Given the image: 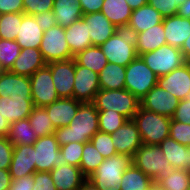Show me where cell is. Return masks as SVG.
I'll return each instance as SVG.
<instances>
[{
  "label": "cell",
  "instance_id": "cell-1",
  "mask_svg": "<svg viewBox=\"0 0 190 190\" xmlns=\"http://www.w3.org/2000/svg\"><path fill=\"white\" fill-rule=\"evenodd\" d=\"M99 131L98 110L93 102L80 103L76 115L66 127L57 128L54 135L60 146L71 142L87 143Z\"/></svg>",
  "mask_w": 190,
  "mask_h": 190
},
{
  "label": "cell",
  "instance_id": "cell-2",
  "mask_svg": "<svg viewBox=\"0 0 190 190\" xmlns=\"http://www.w3.org/2000/svg\"><path fill=\"white\" fill-rule=\"evenodd\" d=\"M133 121L139 130L142 144L159 145L169 137L171 118L167 116L143 109L140 106Z\"/></svg>",
  "mask_w": 190,
  "mask_h": 190
},
{
  "label": "cell",
  "instance_id": "cell-3",
  "mask_svg": "<svg viewBox=\"0 0 190 190\" xmlns=\"http://www.w3.org/2000/svg\"><path fill=\"white\" fill-rule=\"evenodd\" d=\"M131 164L132 157L116 154L104 159L96 171L87 179L100 190H121L120 184L123 172Z\"/></svg>",
  "mask_w": 190,
  "mask_h": 190
},
{
  "label": "cell",
  "instance_id": "cell-4",
  "mask_svg": "<svg viewBox=\"0 0 190 190\" xmlns=\"http://www.w3.org/2000/svg\"><path fill=\"white\" fill-rule=\"evenodd\" d=\"M93 103L97 110H114L127 120L133 119L140 107V100L126 89H100Z\"/></svg>",
  "mask_w": 190,
  "mask_h": 190
},
{
  "label": "cell",
  "instance_id": "cell-5",
  "mask_svg": "<svg viewBox=\"0 0 190 190\" xmlns=\"http://www.w3.org/2000/svg\"><path fill=\"white\" fill-rule=\"evenodd\" d=\"M132 163L154 182L173 169L159 145L142 144L135 152Z\"/></svg>",
  "mask_w": 190,
  "mask_h": 190
},
{
  "label": "cell",
  "instance_id": "cell-6",
  "mask_svg": "<svg viewBox=\"0 0 190 190\" xmlns=\"http://www.w3.org/2000/svg\"><path fill=\"white\" fill-rule=\"evenodd\" d=\"M100 48L108 62L124 67L137 57L134 37L125 29H119Z\"/></svg>",
  "mask_w": 190,
  "mask_h": 190
},
{
  "label": "cell",
  "instance_id": "cell-7",
  "mask_svg": "<svg viewBox=\"0 0 190 190\" xmlns=\"http://www.w3.org/2000/svg\"><path fill=\"white\" fill-rule=\"evenodd\" d=\"M158 76L137 56L126 66L125 87L141 100L156 84Z\"/></svg>",
  "mask_w": 190,
  "mask_h": 190
},
{
  "label": "cell",
  "instance_id": "cell-8",
  "mask_svg": "<svg viewBox=\"0 0 190 190\" xmlns=\"http://www.w3.org/2000/svg\"><path fill=\"white\" fill-rule=\"evenodd\" d=\"M140 57L158 77L166 75L187 63L181 50L168 44L154 51L143 53Z\"/></svg>",
  "mask_w": 190,
  "mask_h": 190
},
{
  "label": "cell",
  "instance_id": "cell-9",
  "mask_svg": "<svg viewBox=\"0 0 190 190\" xmlns=\"http://www.w3.org/2000/svg\"><path fill=\"white\" fill-rule=\"evenodd\" d=\"M39 50L47 64L74 58L66 41L65 28L58 24L44 31Z\"/></svg>",
  "mask_w": 190,
  "mask_h": 190
},
{
  "label": "cell",
  "instance_id": "cell-10",
  "mask_svg": "<svg viewBox=\"0 0 190 190\" xmlns=\"http://www.w3.org/2000/svg\"><path fill=\"white\" fill-rule=\"evenodd\" d=\"M30 82L34 107H45L59 99L51 70L47 65L31 75Z\"/></svg>",
  "mask_w": 190,
  "mask_h": 190
},
{
  "label": "cell",
  "instance_id": "cell-11",
  "mask_svg": "<svg viewBox=\"0 0 190 190\" xmlns=\"http://www.w3.org/2000/svg\"><path fill=\"white\" fill-rule=\"evenodd\" d=\"M33 146L35 148L36 171L50 172L55 167L62 165L58 157L60 145L54 134L38 137Z\"/></svg>",
  "mask_w": 190,
  "mask_h": 190
},
{
  "label": "cell",
  "instance_id": "cell-12",
  "mask_svg": "<svg viewBox=\"0 0 190 190\" xmlns=\"http://www.w3.org/2000/svg\"><path fill=\"white\" fill-rule=\"evenodd\" d=\"M51 70L53 85L59 98H73L75 79V60L55 61L48 63Z\"/></svg>",
  "mask_w": 190,
  "mask_h": 190
},
{
  "label": "cell",
  "instance_id": "cell-13",
  "mask_svg": "<svg viewBox=\"0 0 190 190\" xmlns=\"http://www.w3.org/2000/svg\"><path fill=\"white\" fill-rule=\"evenodd\" d=\"M73 98L81 103L93 102L99 87L98 73L75 62Z\"/></svg>",
  "mask_w": 190,
  "mask_h": 190
},
{
  "label": "cell",
  "instance_id": "cell-14",
  "mask_svg": "<svg viewBox=\"0 0 190 190\" xmlns=\"http://www.w3.org/2000/svg\"><path fill=\"white\" fill-rule=\"evenodd\" d=\"M179 103V99L164 88L155 85L141 100L143 109L171 118Z\"/></svg>",
  "mask_w": 190,
  "mask_h": 190
},
{
  "label": "cell",
  "instance_id": "cell-15",
  "mask_svg": "<svg viewBox=\"0 0 190 190\" xmlns=\"http://www.w3.org/2000/svg\"><path fill=\"white\" fill-rule=\"evenodd\" d=\"M173 94L179 100L190 96V63L174 69L170 73L158 77L157 84Z\"/></svg>",
  "mask_w": 190,
  "mask_h": 190
},
{
  "label": "cell",
  "instance_id": "cell-16",
  "mask_svg": "<svg viewBox=\"0 0 190 190\" xmlns=\"http://www.w3.org/2000/svg\"><path fill=\"white\" fill-rule=\"evenodd\" d=\"M111 135L117 154L129 155L133 158L135 152L142 145L139 130L133 119L126 120V122Z\"/></svg>",
  "mask_w": 190,
  "mask_h": 190
},
{
  "label": "cell",
  "instance_id": "cell-17",
  "mask_svg": "<svg viewBox=\"0 0 190 190\" xmlns=\"http://www.w3.org/2000/svg\"><path fill=\"white\" fill-rule=\"evenodd\" d=\"M12 180L32 175L36 172L35 148L32 145H14L9 169Z\"/></svg>",
  "mask_w": 190,
  "mask_h": 190
},
{
  "label": "cell",
  "instance_id": "cell-18",
  "mask_svg": "<svg viewBox=\"0 0 190 190\" xmlns=\"http://www.w3.org/2000/svg\"><path fill=\"white\" fill-rule=\"evenodd\" d=\"M82 19L87 23V30L93 46H101L119 30L101 11L83 14Z\"/></svg>",
  "mask_w": 190,
  "mask_h": 190
},
{
  "label": "cell",
  "instance_id": "cell-19",
  "mask_svg": "<svg viewBox=\"0 0 190 190\" xmlns=\"http://www.w3.org/2000/svg\"><path fill=\"white\" fill-rule=\"evenodd\" d=\"M0 96L32 99L30 77L3 71L0 74Z\"/></svg>",
  "mask_w": 190,
  "mask_h": 190
},
{
  "label": "cell",
  "instance_id": "cell-20",
  "mask_svg": "<svg viewBox=\"0 0 190 190\" xmlns=\"http://www.w3.org/2000/svg\"><path fill=\"white\" fill-rule=\"evenodd\" d=\"M80 103L74 98H59L43 108L47 111L54 128L57 129L70 124L72 118L76 115Z\"/></svg>",
  "mask_w": 190,
  "mask_h": 190
},
{
  "label": "cell",
  "instance_id": "cell-21",
  "mask_svg": "<svg viewBox=\"0 0 190 190\" xmlns=\"http://www.w3.org/2000/svg\"><path fill=\"white\" fill-rule=\"evenodd\" d=\"M164 17L151 5L146 4L132 10L129 23L125 30L133 36L163 22Z\"/></svg>",
  "mask_w": 190,
  "mask_h": 190
},
{
  "label": "cell",
  "instance_id": "cell-22",
  "mask_svg": "<svg viewBox=\"0 0 190 190\" xmlns=\"http://www.w3.org/2000/svg\"><path fill=\"white\" fill-rule=\"evenodd\" d=\"M56 190H79L87 179L80 167L69 164L55 167L50 171Z\"/></svg>",
  "mask_w": 190,
  "mask_h": 190
},
{
  "label": "cell",
  "instance_id": "cell-23",
  "mask_svg": "<svg viewBox=\"0 0 190 190\" xmlns=\"http://www.w3.org/2000/svg\"><path fill=\"white\" fill-rule=\"evenodd\" d=\"M166 43L181 49L190 35V19L172 15L163 19Z\"/></svg>",
  "mask_w": 190,
  "mask_h": 190
},
{
  "label": "cell",
  "instance_id": "cell-24",
  "mask_svg": "<svg viewBox=\"0 0 190 190\" xmlns=\"http://www.w3.org/2000/svg\"><path fill=\"white\" fill-rule=\"evenodd\" d=\"M47 63L39 48L21 49L18 58L14 61L12 68L9 70L17 75H33L38 69L46 66Z\"/></svg>",
  "mask_w": 190,
  "mask_h": 190
},
{
  "label": "cell",
  "instance_id": "cell-25",
  "mask_svg": "<svg viewBox=\"0 0 190 190\" xmlns=\"http://www.w3.org/2000/svg\"><path fill=\"white\" fill-rule=\"evenodd\" d=\"M34 108L32 99L0 96V114L10 124L27 119Z\"/></svg>",
  "mask_w": 190,
  "mask_h": 190
},
{
  "label": "cell",
  "instance_id": "cell-26",
  "mask_svg": "<svg viewBox=\"0 0 190 190\" xmlns=\"http://www.w3.org/2000/svg\"><path fill=\"white\" fill-rule=\"evenodd\" d=\"M159 147L173 169L190 170L188 146L178 143L169 136L159 144Z\"/></svg>",
  "mask_w": 190,
  "mask_h": 190
},
{
  "label": "cell",
  "instance_id": "cell-27",
  "mask_svg": "<svg viewBox=\"0 0 190 190\" xmlns=\"http://www.w3.org/2000/svg\"><path fill=\"white\" fill-rule=\"evenodd\" d=\"M133 37L137 56L154 51L167 44L163 22L147 29L144 32L135 34Z\"/></svg>",
  "mask_w": 190,
  "mask_h": 190
},
{
  "label": "cell",
  "instance_id": "cell-28",
  "mask_svg": "<svg viewBox=\"0 0 190 190\" xmlns=\"http://www.w3.org/2000/svg\"><path fill=\"white\" fill-rule=\"evenodd\" d=\"M43 35L44 31L36 23L34 16L25 14L15 41L21 49L39 48Z\"/></svg>",
  "mask_w": 190,
  "mask_h": 190
},
{
  "label": "cell",
  "instance_id": "cell-29",
  "mask_svg": "<svg viewBox=\"0 0 190 190\" xmlns=\"http://www.w3.org/2000/svg\"><path fill=\"white\" fill-rule=\"evenodd\" d=\"M65 36L73 56L93 46L87 30V23L82 18L65 27Z\"/></svg>",
  "mask_w": 190,
  "mask_h": 190
},
{
  "label": "cell",
  "instance_id": "cell-30",
  "mask_svg": "<svg viewBox=\"0 0 190 190\" xmlns=\"http://www.w3.org/2000/svg\"><path fill=\"white\" fill-rule=\"evenodd\" d=\"M101 12L118 29H126L132 9L126 0H104Z\"/></svg>",
  "mask_w": 190,
  "mask_h": 190
},
{
  "label": "cell",
  "instance_id": "cell-31",
  "mask_svg": "<svg viewBox=\"0 0 190 190\" xmlns=\"http://www.w3.org/2000/svg\"><path fill=\"white\" fill-rule=\"evenodd\" d=\"M53 13L56 23L64 28L83 16L79 0H54Z\"/></svg>",
  "mask_w": 190,
  "mask_h": 190
},
{
  "label": "cell",
  "instance_id": "cell-32",
  "mask_svg": "<svg viewBox=\"0 0 190 190\" xmlns=\"http://www.w3.org/2000/svg\"><path fill=\"white\" fill-rule=\"evenodd\" d=\"M126 67L108 62L98 74L99 87L105 90L124 89Z\"/></svg>",
  "mask_w": 190,
  "mask_h": 190
},
{
  "label": "cell",
  "instance_id": "cell-33",
  "mask_svg": "<svg viewBox=\"0 0 190 190\" xmlns=\"http://www.w3.org/2000/svg\"><path fill=\"white\" fill-rule=\"evenodd\" d=\"M155 182L133 163L123 172L121 190H150Z\"/></svg>",
  "mask_w": 190,
  "mask_h": 190
},
{
  "label": "cell",
  "instance_id": "cell-34",
  "mask_svg": "<svg viewBox=\"0 0 190 190\" xmlns=\"http://www.w3.org/2000/svg\"><path fill=\"white\" fill-rule=\"evenodd\" d=\"M75 62L85 68H89L96 73L107 65L108 61L100 46H90L74 56Z\"/></svg>",
  "mask_w": 190,
  "mask_h": 190
},
{
  "label": "cell",
  "instance_id": "cell-35",
  "mask_svg": "<svg viewBox=\"0 0 190 190\" xmlns=\"http://www.w3.org/2000/svg\"><path fill=\"white\" fill-rule=\"evenodd\" d=\"M155 185L160 190H190V170L172 169L159 178Z\"/></svg>",
  "mask_w": 190,
  "mask_h": 190
},
{
  "label": "cell",
  "instance_id": "cell-36",
  "mask_svg": "<svg viewBox=\"0 0 190 190\" xmlns=\"http://www.w3.org/2000/svg\"><path fill=\"white\" fill-rule=\"evenodd\" d=\"M7 138L13 145H32L38 139L28 118L10 124Z\"/></svg>",
  "mask_w": 190,
  "mask_h": 190
},
{
  "label": "cell",
  "instance_id": "cell-37",
  "mask_svg": "<svg viewBox=\"0 0 190 190\" xmlns=\"http://www.w3.org/2000/svg\"><path fill=\"white\" fill-rule=\"evenodd\" d=\"M28 120L37 137L52 135L56 130L43 107H34L28 116Z\"/></svg>",
  "mask_w": 190,
  "mask_h": 190
},
{
  "label": "cell",
  "instance_id": "cell-38",
  "mask_svg": "<svg viewBox=\"0 0 190 190\" xmlns=\"http://www.w3.org/2000/svg\"><path fill=\"white\" fill-rule=\"evenodd\" d=\"M104 159L105 158L98 152L91 141L84 143L79 166L83 175L86 178L90 177L96 171L98 166L104 161Z\"/></svg>",
  "mask_w": 190,
  "mask_h": 190
},
{
  "label": "cell",
  "instance_id": "cell-39",
  "mask_svg": "<svg viewBox=\"0 0 190 190\" xmlns=\"http://www.w3.org/2000/svg\"><path fill=\"white\" fill-rule=\"evenodd\" d=\"M25 13L0 15V39L16 40Z\"/></svg>",
  "mask_w": 190,
  "mask_h": 190
},
{
  "label": "cell",
  "instance_id": "cell-40",
  "mask_svg": "<svg viewBox=\"0 0 190 190\" xmlns=\"http://www.w3.org/2000/svg\"><path fill=\"white\" fill-rule=\"evenodd\" d=\"M20 52L21 47L15 40L0 39V68L9 71Z\"/></svg>",
  "mask_w": 190,
  "mask_h": 190
},
{
  "label": "cell",
  "instance_id": "cell-41",
  "mask_svg": "<svg viewBox=\"0 0 190 190\" xmlns=\"http://www.w3.org/2000/svg\"><path fill=\"white\" fill-rule=\"evenodd\" d=\"M99 131L113 134L126 122V118L114 110H98Z\"/></svg>",
  "mask_w": 190,
  "mask_h": 190
},
{
  "label": "cell",
  "instance_id": "cell-42",
  "mask_svg": "<svg viewBox=\"0 0 190 190\" xmlns=\"http://www.w3.org/2000/svg\"><path fill=\"white\" fill-rule=\"evenodd\" d=\"M84 143L71 142L60 146L59 159L62 165H72L79 167L82 157Z\"/></svg>",
  "mask_w": 190,
  "mask_h": 190
},
{
  "label": "cell",
  "instance_id": "cell-43",
  "mask_svg": "<svg viewBox=\"0 0 190 190\" xmlns=\"http://www.w3.org/2000/svg\"><path fill=\"white\" fill-rule=\"evenodd\" d=\"M90 141L105 159L117 154L111 134L98 131Z\"/></svg>",
  "mask_w": 190,
  "mask_h": 190
},
{
  "label": "cell",
  "instance_id": "cell-44",
  "mask_svg": "<svg viewBox=\"0 0 190 190\" xmlns=\"http://www.w3.org/2000/svg\"><path fill=\"white\" fill-rule=\"evenodd\" d=\"M169 136L182 145L190 146V124L171 119Z\"/></svg>",
  "mask_w": 190,
  "mask_h": 190
},
{
  "label": "cell",
  "instance_id": "cell-45",
  "mask_svg": "<svg viewBox=\"0 0 190 190\" xmlns=\"http://www.w3.org/2000/svg\"><path fill=\"white\" fill-rule=\"evenodd\" d=\"M185 0H148V4L154 7L164 18L177 15L178 8Z\"/></svg>",
  "mask_w": 190,
  "mask_h": 190
},
{
  "label": "cell",
  "instance_id": "cell-46",
  "mask_svg": "<svg viewBox=\"0 0 190 190\" xmlns=\"http://www.w3.org/2000/svg\"><path fill=\"white\" fill-rule=\"evenodd\" d=\"M24 13L34 16L46 11H53L54 0H23Z\"/></svg>",
  "mask_w": 190,
  "mask_h": 190
},
{
  "label": "cell",
  "instance_id": "cell-47",
  "mask_svg": "<svg viewBox=\"0 0 190 190\" xmlns=\"http://www.w3.org/2000/svg\"><path fill=\"white\" fill-rule=\"evenodd\" d=\"M14 145L7 137H0V169L9 170Z\"/></svg>",
  "mask_w": 190,
  "mask_h": 190
},
{
  "label": "cell",
  "instance_id": "cell-48",
  "mask_svg": "<svg viewBox=\"0 0 190 190\" xmlns=\"http://www.w3.org/2000/svg\"><path fill=\"white\" fill-rule=\"evenodd\" d=\"M34 186L32 190H56L50 172L36 171L33 173Z\"/></svg>",
  "mask_w": 190,
  "mask_h": 190
},
{
  "label": "cell",
  "instance_id": "cell-49",
  "mask_svg": "<svg viewBox=\"0 0 190 190\" xmlns=\"http://www.w3.org/2000/svg\"><path fill=\"white\" fill-rule=\"evenodd\" d=\"M172 120L190 124V96L184 100H179L178 106L174 111Z\"/></svg>",
  "mask_w": 190,
  "mask_h": 190
},
{
  "label": "cell",
  "instance_id": "cell-50",
  "mask_svg": "<svg viewBox=\"0 0 190 190\" xmlns=\"http://www.w3.org/2000/svg\"><path fill=\"white\" fill-rule=\"evenodd\" d=\"M24 13L23 0H0V15Z\"/></svg>",
  "mask_w": 190,
  "mask_h": 190
},
{
  "label": "cell",
  "instance_id": "cell-51",
  "mask_svg": "<svg viewBox=\"0 0 190 190\" xmlns=\"http://www.w3.org/2000/svg\"><path fill=\"white\" fill-rule=\"evenodd\" d=\"M34 18L40 29L43 31L49 30L51 27L57 25L53 11L36 14L34 15Z\"/></svg>",
  "mask_w": 190,
  "mask_h": 190
},
{
  "label": "cell",
  "instance_id": "cell-52",
  "mask_svg": "<svg viewBox=\"0 0 190 190\" xmlns=\"http://www.w3.org/2000/svg\"><path fill=\"white\" fill-rule=\"evenodd\" d=\"M104 0H79V4L83 14L100 12Z\"/></svg>",
  "mask_w": 190,
  "mask_h": 190
},
{
  "label": "cell",
  "instance_id": "cell-53",
  "mask_svg": "<svg viewBox=\"0 0 190 190\" xmlns=\"http://www.w3.org/2000/svg\"><path fill=\"white\" fill-rule=\"evenodd\" d=\"M34 186L33 174L12 180L9 190H32Z\"/></svg>",
  "mask_w": 190,
  "mask_h": 190
},
{
  "label": "cell",
  "instance_id": "cell-54",
  "mask_svg": "<svg viewBox=\"0 0 190 190\" xmlns=\"http://www.w3.org/2000/svg\"><path fill=\"white\" fill-rule=\"evenodd\" d=\"M12 178L9 170L0 169V190H9Z\"/></svg>",
  "mask_w": 190,
  "mask_h": 190
},
{
  "label": "cell",
  "instance_id": "cell-55",
  "mask_svg": "<svg viewBox=\"0 0 190 190\" xmlns=\"http://www.w3.org/2000/svg\"><path fill=\"white\" fill-rule=\"evenodd\" d=\"M177 15L190 19V0H185L182 4H180Z\"/></svg>",
  "mask_w": 190,
  "mask_h": 190
},
{
  "label": "cell",
  "instance_id": "cell-56",
  "mask_svg": "<svg viewBox=\"0 0 190 190\" xmlns=\"http://www.w3.org/2000/svg\"><path fill=\"white\" fill-rule=\"evenodd\" d=\"M10 123L0 114V137H7Z\"/></svg>",
  "mask_w": 190,
  "mask_h": 190
},
{
  "label": "cell",
  "instance_id": "cell-57",
  "mask_svg": "<svg viewBox=\"0 0 190 190\" xmlns=\"http://www.w3.org/2000/svg\"><path fill=\"white\" fill-rule=\"evenodd\" d=\"M181 52L184 55V58L187 63H190V35L188 38L185 40L184 44L181 47Z\"/></svg>",
  "mask_w": 190,
  "mask_h": 190
},
{
  "label": "cell",
  "instance_id": "cell-58",
  "mask_svg": "<svg viewBox=\"0 0 190 190\" xmlns=\"http://www.w3.org/2000/svg\"><path fill=\"white\" fill-rule=\"evenodd\" d=\"M132 10L138 9L141 6L148 4V0H126Z\"/></svg>",
  "mask_w": 190,
  "mask_h": 190
},
{
  "label": "cell",
  "instance_id": "cell-59",
  "mask_svg": "<svg viewBox=\"0 0 190 190\" xmlns=\"http://www.w3.org/2000/svg\"><path fill=\"white\" fill-rule=\"evenodd\" d=\"M79 190H100V189L97 188L91 181L86 179L81 185Z\"/></svg>",
  "mask_w": 190,
  "mask_h": 190
}]
</instances>
